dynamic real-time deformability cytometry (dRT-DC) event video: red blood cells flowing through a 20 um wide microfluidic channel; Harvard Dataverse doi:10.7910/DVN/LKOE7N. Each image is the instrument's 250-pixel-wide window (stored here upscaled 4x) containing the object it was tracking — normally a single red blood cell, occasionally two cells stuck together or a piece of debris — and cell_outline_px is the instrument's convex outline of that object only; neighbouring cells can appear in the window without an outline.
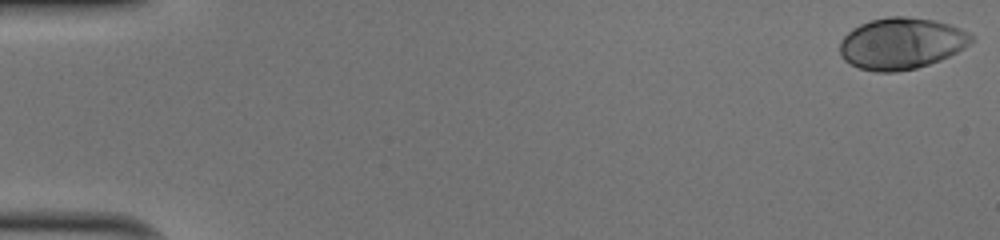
{"species": "human", "species_latin": "Homo sapiens", "temperature_condition": "cold", "stored_images_in_passage": 43, "camera_frame_rate_fps": 3000, "um_per_image_px": 0.085, "donor": {"sex": "male"}, "frame": {"image": 1, "passage_image": 1, "time_ms": 0.0, "image_size_px": [1000, 240], "cell_outline_px": [[976, 36], [964, 48], [940, 60], [916, 68], [896, 72], [876, 72], [860, 68], [844, 60], [840, 56], [840, 40], [852, 28], [860, 24], [872, 20], [888, 16], [904, 16], [932, 20], [948, 24], [960, 28]], "centroid_in_image_um": [76.6, 3.69], "position_along_channel_um": 8.4, "area_um2": 39.36}}
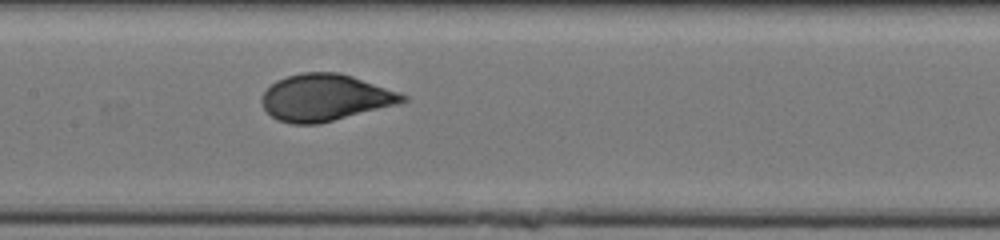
{"frame": {"image": 2, "passage_image": 26, "time_ms": 8.333, "image_size_px": [1000, 240], "cell_outline_px": [[408, 100], [396, 104], [320, 124], [292, 124], [276, 120], [264, 108], [260, 100], [260, 96], [276, 80], [300, 72], [340, 72], [400, 92], [408, 96]], "centroid_in_image_um": [27.61, 8.29], "position_along_channel_um": 179.8, "area_um2": 38.38}}
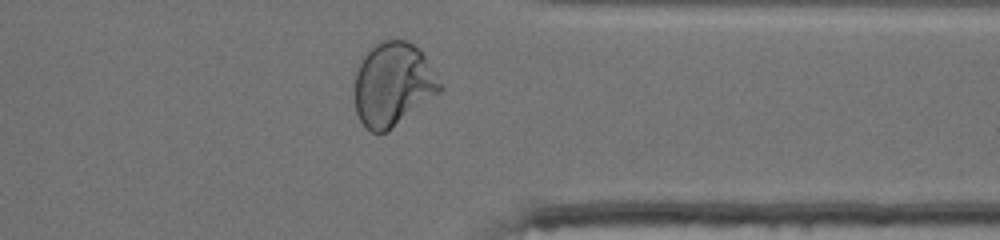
{"frame": {"image": 3, "passage_image": 41, "time_ms": 13.333, "image_size_px": [1000, 240], "cell_outline_px": [[444, 88], [440, 92], [388, 132], [372, 132], [360, 120], [356, 112], [352, 96], [352, 88], [356, 72], [360, 60], [368, 48], [372, 44], [380, 40], [392, 36], [408, 40], [420, 48]], "centroid_in_image_um": [33.36, 7.11], "position_along_channel_um": 378.0, "area_um2": 42.83}, "authors_computed_cell_mechanics": {"area_um2": 38.3214, "velocity_mm_per_s": 4.0467, "shape_relaxation_time_tau1_ms": 3.75, "shape_relaxation_time_tau2_ms": null, "deformation_change_tau1": 0.185, "deformation_change_tau2": null}}